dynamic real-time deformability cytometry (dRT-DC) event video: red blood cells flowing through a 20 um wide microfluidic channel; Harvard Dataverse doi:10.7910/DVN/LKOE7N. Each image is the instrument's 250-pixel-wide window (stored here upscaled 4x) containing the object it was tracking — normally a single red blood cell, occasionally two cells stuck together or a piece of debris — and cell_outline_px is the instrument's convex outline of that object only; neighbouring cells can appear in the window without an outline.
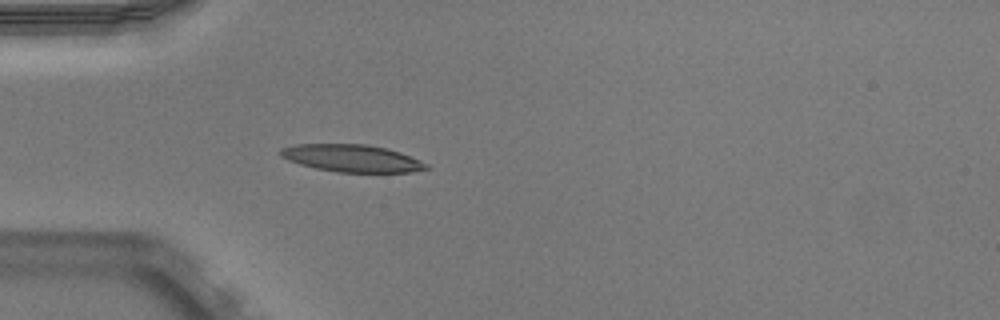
{"species": "Egyptian fruit bat (a non-hibernating species)", "species_latin": "Rousettus aegyptiacus", "temperature_condition": "warm", "stored_images_in_passage": 37, "camera_frame_rate_fps": 3000, "um_per_image_px": 0.085, "animal": {"sex": "male"}, "frame": {"image": 1, "passage_image": 1, "time_ms": 0.0, "image_size_px": [1000, 320], "cell_outline_px": [[432, 168], [412, 172], [336, 172], [316, 168], [300, 164], [288, 160], [280, 156], [280, 148], [296, 144], [368, 144], [388, 148], [400, 152], [420, 160], [428, 164]], "centroid_in_image_um": [29.94, 13.45], "position_along_channel_um": 55.1, "area_um2": 23.35}}
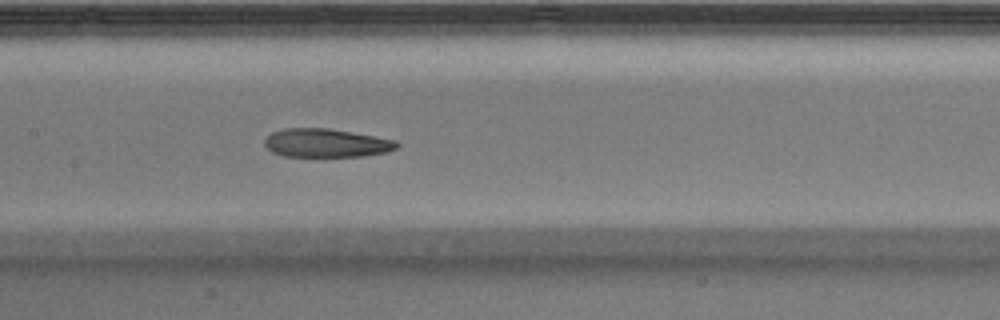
{"frame": {"image": 2, "passage_image": 11, "time_ms": 3.333, "image_size_px": [1000, 320], "cell_outline_px": [[400, 144], [396, 148], [384, 152], [364, 156], [284, 156], [272, 152], [264, 144], [264, 140], [272, 132], [284, 128], [328, 128], [352, 132], [396, 140]], "centroid_in_image_um": [27.71, 12.15], "position_along_channel_um": 179.7, "area_um2": 21.85}}
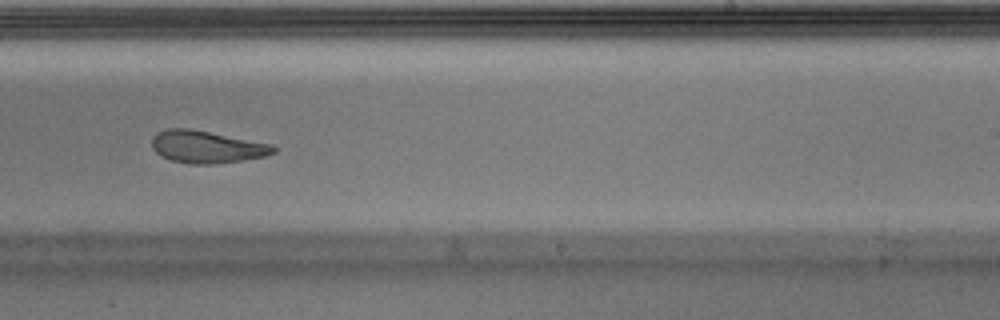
{"frame": {"image": 3, "passage_image": 18, "time_ms": 5.667, "image_size_px": [1000, 320], "cell_outline_px": [[276, 152], [268, 156], [212, 164], [192, 164], [172, 160], [160, 156], [152, 148], [152, 140], [156, 132], [168, 128], [188, 128], [272, 144], [276, 148]], "centroid_in_image_um": [17.56, 12.48], "position_along_channel_um": 271.4, "area_um2": 22.77}, "authors_computed_cell_mechanics": {"area_um2": 23.5824, "velocity_mm_per_s": 3.9417, "shape_relaxation_time_tau1_ms": 8.3735, "shape_relaxation_time_tau2_ms": 2.9824, "deformation_change_tau1": 0.2545, "deformation_change_tau2": 0.1225}}